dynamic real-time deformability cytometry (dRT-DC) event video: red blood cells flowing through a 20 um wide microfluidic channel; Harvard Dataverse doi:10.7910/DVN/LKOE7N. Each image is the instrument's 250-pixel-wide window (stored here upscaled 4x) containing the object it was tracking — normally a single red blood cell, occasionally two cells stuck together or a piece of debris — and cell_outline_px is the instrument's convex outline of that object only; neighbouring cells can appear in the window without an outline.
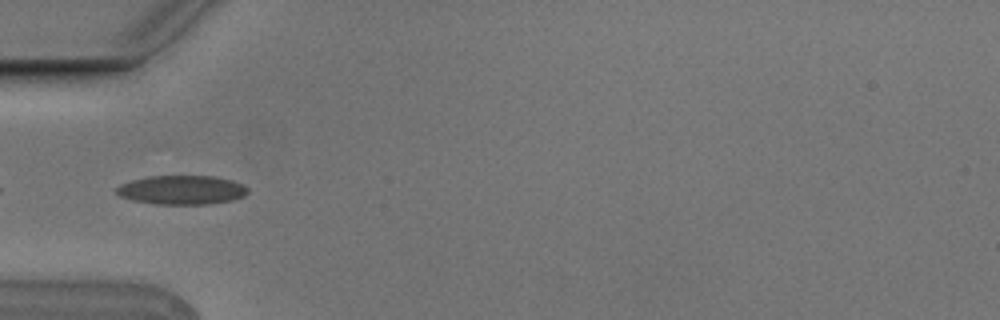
{"species": "Egyptian fruit bat (a non-hibernating species)", "species_latin": "Rousettus aegyptiacus", "temperature_condition": "cold", "stored_images_in_passage": 6, "camera_frame_rate_fps": 3000, "um_per_image_px": 0.085, "animal": {"sex": "male"}, "frame": {"image": 1, "passage_image": 4, "time_ms": 1.0, "image_size_px": [1000, 320], "cell_outline_px": [[248, 192], [244, 196], [232, 200], [208, 204], [156, 204], [132, 200], [120, 196], [116, 192], [116, 188], [120, 184], [132, 180], [148, 176], [212, 176], [232, 180], [244, 184], [248, 188]], "centroid_in_image_um": [15.46, 16.14], "position_along_channel_um": 69.5, "area_um2": 22.25}}
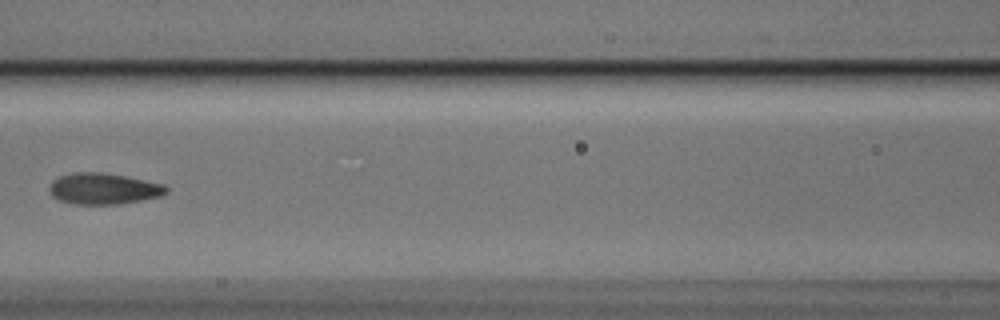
{"frame": {"image": 2, "passage_image": 6, "time_ms": 1.667, "image_size_px": [1000, 320], "cell_outline_px": [[168, 192], [160, 196], [120, 204], [72, 204], [60, 200], [52, 196], [48, 188], [52, 180], [60, 176], [72, 172], [100, 172], [124, 176], [164, 184], [168, 188]], "centroid_in_image_um": [8.77, 16.04], "position_along_channel_um": 157.8, "area_um2": 21.21}}